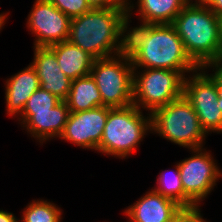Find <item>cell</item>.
<instances>
[{"label":"cell","mask_w":222,"mask_h":222,"mask_svg":"<svg viewBox=\"0 0 222 222\" xmlns=\"http://www.w3.org/2000/svg\"><path fill=\"white\" fill-rule=\"evenodd\" d=\"M137 25L127 23L126 51L134 68L176 70L185 76L199 68L171 24Z\"/></svg>","instance_id":"cell-1"},{"label":"cell","mask_w":222,"mask_h":222,"mask_svg":"<svg viewBox=\"0 0 222 222\" xmlns=\"http://www.w3.org/2000/svg\"><path fill=\"white\" fill-rule=\"evenodd\" d=\"M127 7L92 8L71 19L68 41L94 59L126 51Z\"/></svg>","instance_id":"cell-2"},{"label":"cell","mask_w":222,"mask_h":222,"mask_svg":"<svg viewBox=\"0 0 222 222\" xmlns=\"http://www.w3.org/2000/svg\"><path fill=\"white\" fill-rule=\"evenodd\" d=\"M191 60L203 68L222 54L220 22L202 0H191L172 21Z\"/></svg>","instance_id":"cell-3"},{"label":"cell","mask_w":222,"mask_h":222,"mask_svg":"<svg viewBox=\"0 0 222 222\" xmlns=\"http://www.w3.org/2000/svg\"><path fill=\"white\" fill-rule=\"evenodd\" d=\"M146 114L144 116L134 104L121 108L108 107L98 153L122 160L136 153L143 138L152 133L151 114Z\"/></svg>","instance_id":"cell-4"},{"label":"cell","mask_w":222,"mask_h":222,"mask_svg":"<svg viewBox=\"0 0 222 222\" xmlns=\"http://www.w3.org/2000/svg\"><path fill=\"white\" fill-rule=\"evenodd\" d=\"M151 130L160 138L187 149L203 147L207 138L184 95L151 114Z\"/></svg>","instance_id":"cell-5"},{"label":"cell","mask_w":222,"mask_h":222,"mask_svg":"<svg viewBox=\"0 0 222 222\" xmlns=\"http://www.w3.org/2000/svg\"><path fill=\"white\" fill-rule=\"evenodd\" d=\"M90 75L102 97V106L121 108L133 104L134 67L127 51L94 59Z\"/></svg>","instance_id":"cell-6"},{"label":"cell","mask_w":222,"mask_h":222,"mask_svg":"<svg viewBox=\"0 0 222 222\" xmlns=\"http://www.w3.org/2000/svg\"><path fill=\"white\" fill-rule=\"evenodd\" d=\"M185 77L176 70L134 68L133 104L152 114L183 96Z\"/></svg>","instance_id":"cell-7"},{"label":"cell","mask_w":222,"mask_h":222,"mask_svg":"<svg viewBox=\"0 0 222 222\" xmlns=\"http://www.w3.org/2000/svg\"><path fill=\"white\" fill-rule=\"evenodd\" d=\"M206 147L188 149L191 156L178 162L184 189V208L199 206L222 178V169Z\"/></svg>","instance_id":"cell-8"},{"label":"cell","mask_w":222,"mask_h":222,"mask_svg":"<svg viewBox=\"0 0 222 222\" xmlns=\"http://www.w3.org/2000/svg\"><path fill=\"white\" fill-rule=\"evenodd\" d=\"M183 95L191 103L205 133L222 134V112L218 108V85L209 71L198 68L184 80Z\"/></svg>","instance_id":"cell-9"},{"label":"cell","mask_w":222,"mask_h":222,"mask_svg":"<svg viewBox=\"0 0 222 222\" xmlns=\"http://www.w3.org/2000/svg\"><path fill=\"white\" fill-rule=\"evenodd\" d=\"M26 27L34 35L33 47H48L66 41L71 19L49 0H35Z\"/></svg>","instance_id":"cell-10"},{"label":"cell","mask_w":222,"mask_h":222,"mask_svg":"<svg viewBox=\"0 0 222 222\" xmlns=\"http://www.w3.org/2000/svg\"><path fill=\"white\" fill-rule=\"evenodd\" d=\"M108 117V107L70 112L63 133L58 139L72 143L82 149L97 151Z\"/></svg>","instance_id":"cell-11"},{"label":"cell","mask_w":222,"mask_h":222,"mask_svg":"<svg viewBox=\"0 0 222 222\" xmlns=\"http://www.w3.org/2000/svg\"><path fill=\"white\" fill-rule=\"evenodd\" d=\"M34 58L30 63L35 69L40 87L65 101L68 97L71 82L61 70L55 52L48 47H33Z\"/></svg>","instance_id":"cell-12"},{"label":"cell","mask_w":222,"mask_h":222,"mask_svg":"<svg viewBox=\"0 0 222 222\" xmlns=\"http://www.w3.org/2000/svg\"><path fill=\"white\" fill-rule=\"evenodd\" d=\"M182 207L175 201L149 189L134 204L127 206L124 213L127 222H173Z\"/></svg>","instance_id":"cell-13"},{"label":"cell","mask_w":222,"mask_h":222,"mask_svg":"<svg viewBox=\"0 0 222 222\" xmlns=\"http://www.w3.org/2000/svg\"><path fill=\"white\" fill-rule=\"evenodd\" d=\"M69 114L66 101H61L50 111L35 112L21 127L42 146L61 136Z\"/></svg>","instance_id":"cell-14"},{"label":"cell","mask_w":222,"mask_h":222,"mask_svg":"<svg viewBox=\"0 0 222 222\" xmlns=\"http://www.w3.org/2000/svg\"><path fill=\"white\" fill-rule=\"evenodd\" d=\"M191 0H127V23L133 11L141 24H171ZM136 5V6H135ZM137 7V8H136ZM136 10H133L135 9ZM138 13V14H137Z\"/></svg>","instance_id":"cell-15"},{"label":"cell","mask_w":222,"mask_h":222,"mask_svg":"<svg viewBox=\"0 0 222 222\" xmlns=\"http://www.w3.org/2000/svg\"><path fill=\"white\" fill-rule=\"evenodd\" d=\"M6 114L20 116L29 97L40 88V81L35 69L29 64L23 70L7 78L4 84Z\"/></svg>","instance_id":"cell-16"},{"label":"cell","mask_w":222,"mask_h":222,"mask_svg":"<svg viewBox=\"0 0 222 222\" xmlns=\"http://www.w3.org/2000/svg\"><path fill=\"white\" fill-rule=\"evenodd\" d=\"M49 47L55 52L62 72L70 80L90 74L94 58L75 44L66 40Z\"/></svg>","instance_id":"cell-17"},{"label":"cell","mask_w":222,"mask_h":222,"mask_svg":"<svg viewBox=\"0 0 222 222\" xmlns=\"http://www.w3.org/2000/svg\"><path fill=\"white\" fill-rule=\"evenodd\" d=\"M65 101L70 112L91 110L102 106L101 94L90 74L71 82V88Z\"/></svg>","instance_id":"cell-18"},{"label":"cell","mask_w":222,"mask_h":222,"mask_svg":"<svg viewBox=\"0 0 222 222\" xmlns=\"http://www.w3.org/2000/svg\"><path fill=\"white\" fill-rule=\"evenodd\" d=\"M20 222H61L63 210L50 200H32L21 212Z\"/></svg>","instance_id":"cell-19"},{"label":"cell","mask_w":222,"mask_h":222,"mask_svg":"<svg viewBox=\"0 0 222 222\" xmlns=\"http://www.w3.org/2000/svg\"><path fill=\"white\" fill-rule=\"evenodd\" d=\"M174 169L159 172L156 184L152 190L162 196L169 198L184 208V189L181 183L178 162L174 165ZM167 173V174H166Z\"/></svg>","instance_id":"cell-20"},{"label":"cell","mask_w":222,"mask_h":222,"mask_svg":"<svg viewBox=\"0 0 222 222\" xmlns=\"http://www.w3.org/2000/svg\"><path fill=\"white\" fill-rule=\"evenodd\" d=\"M60 100L48 91L38 88L25 103L22 114L17 118L19 125H23L35 112L50 111L59 104Z\"/></svg>","instance_id":"cell-21"},{"label":"cell","mask_w":222,"mask_h":222,"mask_svg":"<svg viewBox=\"0 0 222 222\" xmlns=\"http://www.w3.org/2000/svg\"><path fill=\"white\" fill-rule=\"evenodd\" d=\"M62 13L67 15L70 19L79 17L84 13L90 11L92 8L87 0H49Z\"/></svg>","instance_id":"cell-22"},{"label":"cell","mask_w":222,"mask_h":222,"mask_svg":"<svg viewBox=\"0 0 222 222\" xmlns=\"http://www.w3.org/2000/svg\"><path fill=\"white\" fill-rule=\"evenodd\" d=\"M173 222H209L203 219L200 206L182 208L174 217Z\"/></svg>","instance_id":"cell-23"},{"label":"cell","mask_w":222,"mask_h":222,"mask_svg":"<svg viewBox=\"0 0 222 222\" xmlns=\"http://www.w3.org/2000/svg\"><path fill=\"white\" fill-rule=\"evenodd\" d=\"M206 71H210L211 77L216 81L217 85L222 88V54H220L215 60L208 62L204 67Z\"/></svg>","instance_id":"cell-24"},{"label":"cell","mask_w":222,"mask_h":222,"mask_svg":"<svg viewBox=\"0 0 222 222\" xmlns=\"http://www.w3.org/2000/svg\"><path fill=\"white\" fill-rule=\"evenodd\" d=\"M91 8L127 7V0H87Z\"/></svg>","instance_id":"cell-25"},{"label":"cell","mask_w":222,"mask_h":222,"mask_svg":"<svg viewBox=\"0 0 222 222\" xmlns=\"http://www.w3.org/2000/svg\"><path fill=\"white\" fill-rule=\"evenodd\" d=\"M217 16H222V0H202Z\"/></svg>","instance_id":"cell-26"},{"label":"cell","mask_w":222,"mask_h":222,"mask_svg":"<svg viewBox=\"0 0 222 222\" xmlns=\"http://www.w3.org/2000/svg\"><path fill=\"white\" fill-rule=\"evenodd\" d=\"M0 222H20V218H17L12 212L0 209Z\"/></svg>","instance_id":"cell-27"},{"label":"cell","mask_w":222,"mask_h":222,"mask_svg":"<svg viewBox=\"0 0 222 222\" xmlns=\"http://www.w3.org/2000/svg\"><path fill=\"white\" fill-rule=\"evenodd\" d=\"M217 105H218V108L221 110L222 112V88H220L218 86V100H217Z\"/></svg>","instance_id":"cell-28"},{"label":"cell","mask_w":222,"mask_h":222,"mask_svg":"<svg viewBox=\"0 0 222 222\" xmlns=\"http://www.w3.org/2000/svg\"><path fill=\"white\" fill-rule=\"evenodd\" d=\"M9 13L10 12H2V13H0V21H6L8 18V16H9Z\"/></svg>","instance_id":"cell-29"},{"label":"cell","mask_w":222,"mask_h":222,"mask_svg":"<svg viewBox=\"0 0 222 222\" xmlns=\"http://www.w3.org/2000/svg\"><path fill=\"white\" fill-rule=\"evenodd\" d=\"M219 22H220V43L222 46V16H219Z\"/></svg>","instance_id":"cell-30"},{"label":"cell","mask_w":222,"mask_h":222,"mask_svg":"<svg viewBox=\"0 0 222 222\" xmlns=\"http://www.w3.org/2000/svg\"><path fill=\"white\" fill-rule=\"evenodd\" d=\"M6 24V21H0V31H2L1 29H3ZM1 33V32H0Z\"/></svg>","instance_id":"cell-31"}]
</instances>
